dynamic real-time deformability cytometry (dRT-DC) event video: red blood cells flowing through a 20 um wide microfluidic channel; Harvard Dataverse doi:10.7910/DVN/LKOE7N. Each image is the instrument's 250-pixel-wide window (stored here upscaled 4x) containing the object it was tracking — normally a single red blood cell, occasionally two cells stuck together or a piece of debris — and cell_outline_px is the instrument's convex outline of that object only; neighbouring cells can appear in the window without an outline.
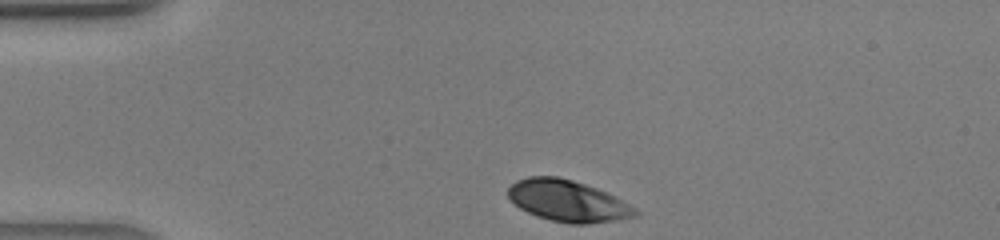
{"species": "human", "species_latin": "Homo sapiens", "temperature_condition": "warm", "stored_images_in_passage": 27, "camera_frame_rate_fps": 3000, "um_per_image_px": 0.085, "donor": {"sex": "male"}, "frame": {"image": 1, "passage_image": 1, "time_ms": 0.0, "image_size_px": [1000, 240], "cell_outline_px": [[640, 212], [636, 216], [616, 220], [588, 224], [568, 224], [536, 216], [520, 208], [508, 196], [508, 188], [516, 180], [528, 176], [556, 176], [572, 180], [596, 188], [636, 208]], "centroid_in_image_um": [48.24, 17.08], "position_along_channel_um": 36.8, "area_um2": 30.4}}
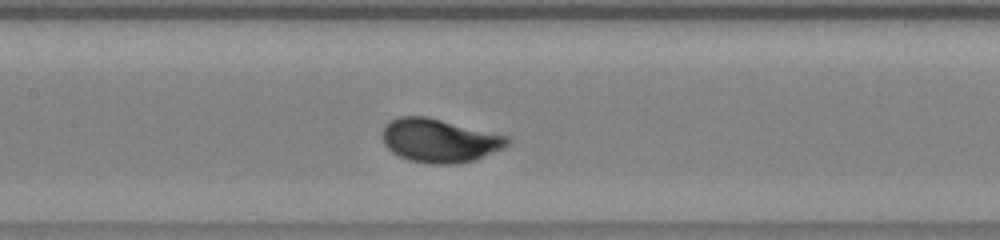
{"frame": {"image": 2, "passage_image": 12, "time_ms": 3.667, "image_size_px": [1000, 240], "cell_outline_px": [[512, 140], [504, 148], [476, 160], [452, 164], [428, 164], [408, 160], [392, 152], [384, 144], [384, 124], [400, 116], [424, 116], [512, 136]], "centroid_in_image_um": [37.42, 11.95], "position_along_channel_um": 170.0, "area_um2": 31.91}}
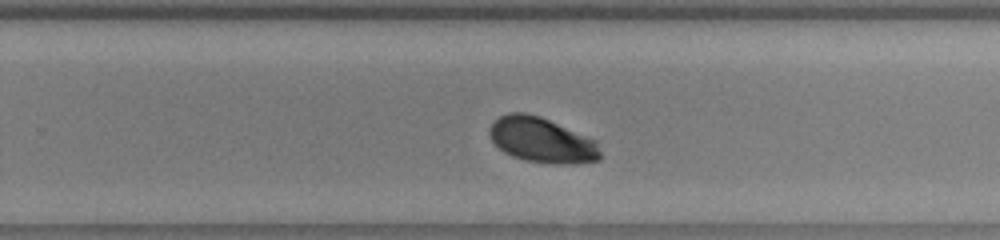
{"frame": {"image": 3, "passage_image": 19, "time_ms": 6.0, "image_size_px": [1000, 240], "cell_outline_px": [[600, 160], [572, 164], [552, 164], [524, 160], [512, 156], [504, 152], [492, 140], [488, 132], [488, 128], [492, 120], [508, 112], [524, 112], [540, 116], [596, 140], [600, 152]], "centroid_in_image_um": [46.02, 11.9], "position_along_channel_um": 283.8, "area_um2": 29.3}}